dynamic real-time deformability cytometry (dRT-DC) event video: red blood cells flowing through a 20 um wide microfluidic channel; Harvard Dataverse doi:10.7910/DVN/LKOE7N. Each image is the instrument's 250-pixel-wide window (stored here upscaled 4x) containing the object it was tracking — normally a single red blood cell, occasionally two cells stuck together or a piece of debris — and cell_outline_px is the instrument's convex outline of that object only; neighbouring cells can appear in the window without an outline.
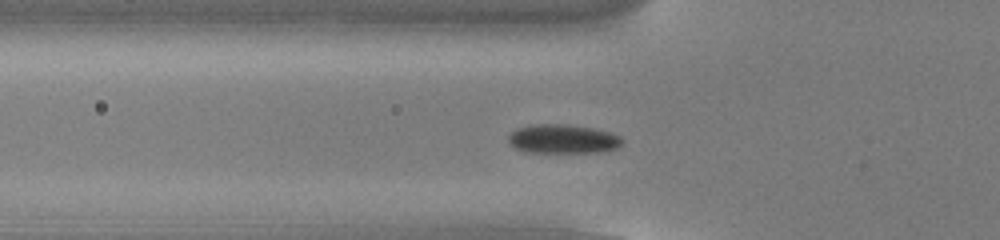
{"species": "common noctule bat (a hibernating species)", "species_latin": "Nyctalus noctula", "temperature_condition": "cold", "stored_images_in_passage": 34, "camera_frame_rate_fps": 3000, "um_per_image_px": 0.085, "animal": {"sex": "male", "body_mass_g": 13.0, "forearm_length_mm": 53.1}, "frame": {"image": 1, "passage_image": 7, "time_ms": 2.0, "image_size_px": [1000, 240], "cell_outline_px": [[624, 140], [616, 148], [600, 152], [524, 152], [512, 148], [508, 144], [508, 136], [516, 128], [532, 124], [568, 124], [592, 128], [608, 132], [620, 136]], "centroid_in_image_um": [47.77, 11.81], "position_along_channel_um": 78.0, "area_um2": 19.42}}
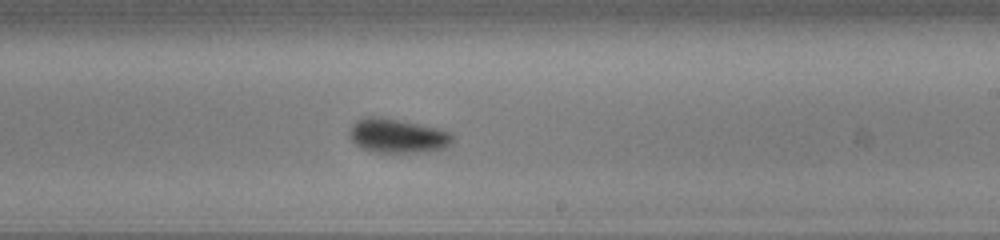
{"frame": {"image": 2, "passage_image": 21, "time_ms": 6.667, "image_size_px": [1000, 240], "cell_outline_px": [[452, 144], [444, 148], [424, 152], [372, 152], [356, 144], [348, 136], [348, 132], [352, 124], [356, 120], [364, 116], [380, 116], [420, 124], [452, 132]], "centroid_in_image_um": [33.76, 11.53], "position_along_channel_um": 255.2, "area_um2": 20.69}}
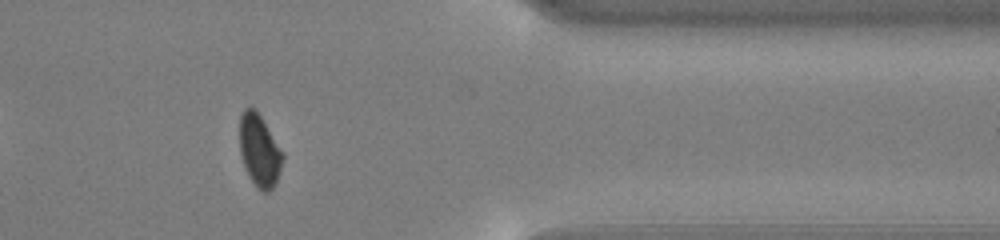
{"frame": {"image": 3, "passage_image": 33, "time_ms": 10.667, "image_size_px": [1000, 240], "cell_outline_px": [[284, 160], [276, 184], [268, 192], [264, 192], [252, 180], [244, 164], [240, 152], [240, 116], [244, 108], [256, 108], [284, 152]], "centroid_in_image_um": [22.09, 12.75], "position_along_channel_um": 389.3, "area_um2": 18.09}, "authors_computed_cell_mechanics": {"area_um2": 19.5942, "velocity_mm_per_s": 3.8001, "shape_relaxation_time_tau1_ms": 2.1883, "shape_relaxation_time_tau2_ms": null, "deformation_change_tau1": 0.0808, "deformation_change_tau2": null}}